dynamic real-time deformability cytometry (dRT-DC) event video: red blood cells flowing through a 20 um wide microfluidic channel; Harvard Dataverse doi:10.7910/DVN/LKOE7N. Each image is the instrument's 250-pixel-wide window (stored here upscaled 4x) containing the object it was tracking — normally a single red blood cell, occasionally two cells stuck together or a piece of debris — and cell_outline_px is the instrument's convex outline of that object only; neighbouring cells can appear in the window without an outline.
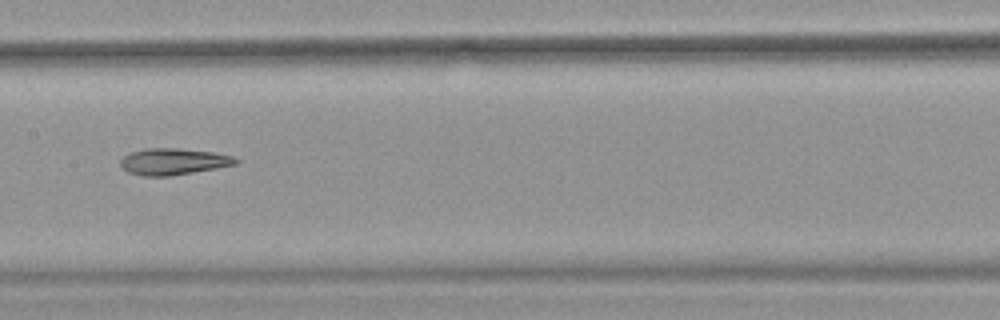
{"species": "common noctule bat (a hibernating species)", "species_latin": "Nyctalus noctula", "temperature_condition": "warm", "stored_images_in_passage": 36, "camera_frame_rate_fps": 3000, "um_per_image_px": 0.085, "animal": {"sex": "female", "body_mass_g": 18.4}, "frame": {"image": 1, "passage_image": 11, "time_ms": 3.333, "image_size_px": [1000, 320], "cell_outline_px": [[240, 160], [236, 164], [216, 168], [168, 176], [140, 176], [128, 172], [120, 164], [120, 160], [124, 156], [132, 152], [144, 148], [176, 148], [212, 152], [232, 156]], "centroid_in_image_um": [14.71, 13.73], "position_along_channel_um": 192.7, "area_um2": 17.63}, "authors_computed_cell_mechanics": {"area_um2": 18.3804, "velocity_mm_per_s": 3.9768, "shape_relaxation_time_tau1_ms": null, "shape_relaxation_time_tau2_ms": 10.5211, "deformation_change_tau1": null, "deformation_change_tau2": 0.2222}}